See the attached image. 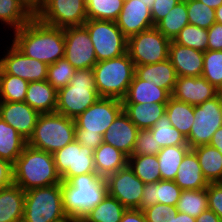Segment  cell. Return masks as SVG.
I'll return each instance as SVG.
<instances>
[{
    "label": "cell",
    "mask_w": 222,
    "mask_h": 222,
    "mask_svg": "<svg viewBox=\"0 0 222 222\" xmlns=\"http://www.w3.org/2000/svg\"><path fill=\"white\" fill-rule=\"evenodd\" d=\"M216 23L222 24V5L215 9Z\"/></svg>",
    "instance_id": "cell-58"
},
{
    "label": "cell",
    "mask_w": 222,
    "mask_h": 222,
    "mask_svg": "<svg viewBox=\"0 0 222 222\" xmlns=\"http://www.w3.org/2000/svg\"><path fill=\"white\" fill-rule=\"evenodd\" d=\"M189 24L186 1L178 2L155 27L167 38L173 40Z\"/></svg>",
    "instance_id": "cell-36"
},
{
    "label": "cell",
    "mask_w": 222,
    "mask_h": 222,
    "mask_svg": "<svg viewBox=\"0 0 222 222\" xmlns=\"http://www.w3.org/2000/svg\"><path fill=\"white\" fill-rule=\"evenodd\" d=\"M127 164L145 184L161 180L157 155H131Z\"/></svg>",
    "instance_id": "cell-37"
},
{
    "label": "cell",
    "mask_w": 222,
    "mask_h": 222,
    "mask_svg": "<svg viewBox=\"0 0 222 222\" xmlns=\"http://www.w3.org/2000/svg\"><path fill=\"white\" fill-rule=\"evenodd\" d=\"M166 115L173 127L187 137L194 123V106L170 97L166 103Z\"/></svg>",
    "instance_id": "cell-34"
},
{
    "label": "cell",
    "mask_w": 222,
    "mask_h": 222,
    "mask_svg": "<svg viewBox=\"0 0 222 222\" xmlns=\"http://www.w3.org/2000/svg\"><path fill=\"white\" fill-rule=\"evenodd\" d=\"M83 25L89 32L97 62L127 53V37L115 21L87 20Z\"/></svg>",
    "instance_id": "cell-9"
},
{
    "label": "cell",
    "mask_w": 222,
    "mask_h": 222,
    "mask_svg": "<svg viewBox=\"0 0 222 222\" xmlns=\"http://www.w3.org/2000/svg\"><path fill=\"white\" fill-rule=\"evenodd\" d=\"M209 145L218 149V151L222 154V126L213 134Z\"/></svg>",
    "instance_id": "cell-55"
},
{
    "label": "cell",
    "mask_w": 222,
    "mask_h": 222,
    "mask_svg": "<svg viewBox=\"0 0 222 222\" xmlns=\"http://www.w3.org/2000/svg\"><path fill=\"white\" fill-rule=\"evenodd\" d=\"M61 189L64 212L73 221H81L108 194L105 178L97 173L71 177Z\"/></svg>",
    "instance_id": "cell-2"
},
{
    "label": "cell",
    "mask_w": 222,
    "mask_h": 222,
    "mask_svg": "<svg viewBox=\"0 0 222 222\" xmlns=\"http://www.w3.org/2000/svg\"><path fill=\"white\" fill-rule=\"evenodd\" d=\"M161 150L150 130H139L132 155H157Z\"/></svg>",
    "instance_id": "cell-46"
},
{
    "label": "cell",
    "mask_w": 222,
    "mask_h": 222,
    "mask_svg": "<svg viewBox=\"0 0 222 222\" xmlns=\"http://www.w3.org/2000/svg\"><path fill=\"white\" fill-rule=\"evenodd\" d=\"M22 222H75L64 212L61 184L25 191Z\"/></svg>",
    "instance_id": "cell-8"
},
{
    "label": "cell",
    "mask_w": 222,
    "mask_h": 222,
    "mask_svg": "<svg viewBox=\"0 0 222 222\" xmlns=\"http://www.w3.org/2000/svg\"><path fill=\"white\" fill-rule=\"evenodd\" d=\"M189 24L209 29L215 22V9L198 0H185Z\"/></svg>",
    "instance_id": "cell-44"
},
{
    "label": "cell",
    "mask_w": 222,
    "mask_h": 222,
    "mask_svg": "<svg viewBox=\"0 0 222 222\" xmlns=\"http://www.w3.org/2000/svg\"><path fill=\"white\" fill-rule=\"evenodd\" d=\"M135 75L139 79L166 89L170 94L173 92L177 79L175 68L169 59L154 64L135 65Z\"/></svg>",
    "instance_id": "cell-23"
},
{
    "label": "cell",
    "mask_w": 222,
    "mask_h": 222,
    "mask_svg": "<svg viewBox=\"0 0 222 222\" xmlns=\"http://www.w3.org/2000/svg\"><path fill=\"white\" fill-rule=\"evenodd\" d=\"M92 70L98 95L122 100L135 74V65L128 53H125L97 62Z\"/></svg>",
    "instance_id": "cell-6"
},
{
    "label": "cell",
    "mask_w": 222,
    "mask_h": 222,
    "mask_svg": "<svg viewBox=\"0 0 222 222\" xmlns=\"http://www.w3.org/2000/svg\"><path fill=\"white\" fill-rule=\"evenodd\" d=\"M182 189L170 180H159L156 183L144 185L139 210H143L157 203L175 207Z\"/></svg>",
    "instance_id": "cell-22"
},
{
    "label": "cell",
    "mask_w": 222,
    "mask_h": 222,
    "mask_svg": "<svg viewBox=\"0 0 222 222\" xmlns=\"http://www.w3.org/2000/svg\"><path fill=\"white\" fill-rule=\"evenodd\" d=\"M194 118L186 137L191 149L209 144L213 134L222 126V92L211 100L195 105Z\"/></svg>",
    "instance_id": "cell-11"
},
{
    "label": "cell",
    "mask_w": 222,
    "mask_h": 222,
    "mask_svg": "<svg viewBox=\"0 0 222 222\" xmlns=\"http://www.w3.org/2000/svg\"><path fill=\"white\" fill-rule=\"evenodd\" d=\"M122 111V100L100 97L75 118V139L81 146L95 150L103 142V134Z\"/></svg>",
    "instance_id": "cell-4"
},
{
    "label": "cell",
    "mask_w": 222,
    "mask_h": 222,
    "mask_svg": "<svg viewBox=\"0 0 222 222\" xmlns=\"http://www.w3.org/2000/svg\"><path fill=\"white\" fill-rule=\"evenodd\" d=\"M190 149L189 145H177L161 148L157 154L161 180H175L179 165Z\"/></svg>",
    "instance_id": "cell-33"
},
{
    "label": "cell",
    "mask_w": 222,
    "mask_h": 222,
    "mask_svg": "<svg viewBox=\"0 0 222 222\" xmlns=\"http://www.w3.org/2000/svg\"><path fill=\"white\" fill-rule=\"evenodd\" d=\"M10 35V36H9ZM5 38L25 56L53 64L65 56L64 28L53 27L34 16Z\"/></svg>",
    "instance_id": "cell-1"
},
{
    "label": "cell",
    "mask_w": 222,
    "mask_h": 222,
    "mask_svg": "<svg viewBox=\"0 0 222 222\" xmlns=\"http://www.w3.org/2000/svg\"><path fill=\"white\" fill-rule=\"evenodd\" d=\"M35 16L53 27L81 26L87 21L86 0H45Z\"/></svg>",
    "instance_id": "cell-12"
},
{
    "label": "cell",
    "mask_w": 222,
    "mask_h": 222,
    "mask_svg": "<svg viewBox=\"0 0 222 222\" xmlns=\"http://www.w3.org/2000/svg\"><path fill=\"white\" fill-rule=\"evenodd\" d=\"M208 183L222 182V154L207 144L192 148Z\"/></svg>",
    "instance_id": "cell-31"
},
{
    "label": "cell",
    "mask_w": 222,
    "mask_h": 222,
    "mask_svg": "<svg viewBox=\"0 0 222 222\" xmlns=\"http://www.w3.org/2000/svg\"><path fill=\"white\" fill-rule=\"evenodd\" d=\"M25 191L14 183L0 189V222H22Z\"/></svg>",
    "instance_id": "cell-27"
},
{
    "label": "cell",
    "mask_w": 222,
    "mask_h": 222,
    "mask_svg": "<svg viewBox=\"0 0 222 222\" xmlns=\"http://www.w3.org/2000/svg\"><path fill=\"white\" fill-rule=\"evenodd\" d=\"M161 148L177 145H188L186 137L172 126L166 113L149 129Z\"/></svg>",
    "instance_id": "cell-39"
},
{
    "label": "cell",
    "mask_w": 222,
    "mask_h": 222,
    "mask_svg": "<svg viewBox=\"0 0 222 222\" xmlns=\"http://www.w3.org/2000/svg\"><path fill=\"white\" fill-rule=\"evenodd\" d=\"M173 206L157 203L143 209L147 222H170Z\"/></svg>",
    "instance_id": "cell-47"
},
{
    "label": "cell",
    "mask_w": 222,
    "mask_h": 222,
    "mask_svg": "<svg viewBox=\"0 0 222 222\" xmlns=\"http://www.w3.org/2000/svg\"><path fill=\"white\" fill-rule=\"evenodd\" d=\"M108 194L116 198L126 209H138L141 203L143 183L127 164L105 178Z\"/></svg>",
    "instance_id": "cell-16"
},
{
    "label": "cell",
    "mask_w": 222,
    "mask_h": 222,
    "mask_svg": "<svg viewBox=\"0 0 222 222\" xmlns=\"http://www.w3.org/2000/svg\"><path fill=\"white\" fill-rule=\"evenodd\" d=\"M40 113L25 102L0 101V118L27 141L32 136Z\"/></svg>",
    "instance_id": "cell-19"
},
{
    "label": "cell",
    "mask_w": 222,
    "mask_h": 222,
    "mask_svg": "<svg viewBox=\"0 0 222 222\" xmlns=\"http://www.w3.org/2000/svg\"><path fill=\"white\" fill-rule=\"evenodd\" d=\"M204 52L177 44L171 40L168 59L175 68L177 77H201Z\"/></svg>",
    "instance_id": "cell-21"
},
{
    "label": "cell",
    "mask_w": 222,
    "mask_h": 222,
    "mask_svg": "<svg viewBox=\"0 0 222 222\" xmlns=\"http://www.w3.org/2000/svg\"><path fill=\"white\" fill-rule=\"evenodd\" d=\"M139 129L122 111L103 134V142L117 148L127 157L132 155Z\"/></svg>",
    "instance_id": "cell-20"
},
{
    "label": "cell",
    "mask_w": 222,
    "mask_h": 222,
    "mask_svg": "<svg viewBox=\"0 0 222 222\" xmlns=\"http://www.w3.org/2000/svg\"><path fill=\"white\" fill-rule=\"evenodd\" d=\"M93 158L96 173L102 178L124 168L128 163V157L123 152L104 142L94 150Z\"/></svg>",
    "instance_id": "cell-28"
},
{
    "label": "cell",
    "mask_w": 222,
    "mask_h": 222,
    "mask_svg": "<svg viewBox=\"0 0 222 222\" xmlns=\"http://www.w3.org/2000/svg\"><path fill=\"white\" fill-rule=\"evenodd\" d=\"M208 31V50H222V24L214 23Z\"/></svg>",
    "instance_id": "cell-50"
},
{
    "label": "cell",
    "mask_w": 222,
    "mask_h": 222,
    "mask_svg": "<svg viewBox=\"0 0 222 222\" xmlns=\"http://www.w3.org/2000/svg\"><path fill=\"white\" fill-rule=\"evenodd\" d=\"M171 94L155 84L139 79L135 74L123 103H167Z\"/></svg>",
    "instance_id": "cell-25"
},
{
    "label": "cell",
    "mask_w": 222,
    "mask_h": 222,
    "mask_svg": "<svg viewBox=\"0 0 222 222\" xmlns=\"http://www.w3.org/2000/svg\"><path fill=\"white\" fill-rule=\"evenodd\" d=\"M65 59L76 69H92L97 63L95 49L84 25L64 28Z\"/></svg>",
    "instance_id": "cell-15"
},
{
    "label": "cell",
    "mask_w": 222,
    "mask_h": 222,
    "mask_svg": "<svg viewBox=\"0 0 222 222\" xmlns=\"http://www.w3.org/2000/svg\"><path fill=\"white\" fill-rule=\"evenodd\" d=\"M170 222H196V218L182 212H178L176 207H173L170 212Z\"/></svg>",
    "instance_id": "cell-53"
},
{
    "label": "cell",
    "mask_w": 222,
    "mask_h": 222,
    "mask_svg": "<svg viewBox=\"0 0 222 222\" xmlns=\"http://www.w3.org/2000/svg\"><path fill=\"white\" fill-rule=\"evenodd\" d=\"M34 16L21 0H0V25L4 27L1 31L7 34L23 27Z\"/></svg>",
    "instance_id": "cell-30"
},
{
    "label": "cell",
    "mask_w": 222,
    "mask_h": 222,
    "mask_svg": "<svg viewBox=\"0 0 222 222\" xmlns=\"http://www.w3.org/2000/svg\"><path fill=\"white\" fill-rule=\"evenodd\" d=\"M0 55V74H11L27 82L47 80L48 65L25 56L10 41Z\"/></svg>",
    "instance_id": "cell-14"
},
{
    "label": "cell",
    "mask_w": 222,
    "mask_h": 222,
    "mask_svg": "<svg viewBox=\"0 0 222 222\" xmlns=\"http://www.w3.org/2000/svg\"><path fill=\"white\" fill-rule=\"evenodd\" d=\"M120 222H147L143 210L126 209Z\"/></svg>",
    "instance_id": "cell-52"
},
{
    "label": "cell",
    "mask_w": 222,
    "mask_h": 222,
    "mask_svg": "<svg viewBox=\"0 0 222 222\" xmlns=\"http://www.w3.org/2000/svg\"><path fill=\"white\" fill-rule=\"evenodd\" d=\"M115 22L127 38L155 27L151 10L143 0H124L121 13Z\"/></svg>",
    "instance_id": "cell-17"
},
{
    "label": "cell",
    "mask_w": 222,
    "mask_h": 222,
    "mask_svg": "<svg viewBox=\"0 0 222 222\" xmlns=\"http://www.w3.org/2000/svg\"><path fill=\"white\" fill-rule=\"evenodd\" d=\"M174 182L182 190H198L207 188L205 179L195 152L190 149L179 165Z\"/></svg>",
    "instance_id": "cell-24"
},
{
    "label": "cell",
    "mask_w": 222,
    "mask_h": 222,
    "mask_svg": "<svg viewBox=\"0 0 222 222\" xmlns=\"http://www.w3.org/2000/svg\"><path fill=\"white\" fill-rule=\"evenodd\" d=\"M204 3L205 5L217 9L220 5H222V0H198Z\"/></svg>",
    "instance_id": "cell-57"
},
{
    "label": "cell",
    "mask_w": 222,
    "mask_h": 222,
    "mask_svg": "<svg viewBox=\"0 0 222 222\" xmlns=\"http://www.w3.org/2000/svg\"><path fill=\"white\" fill-rule=\"evenodd\" d=\"M29 82L11 74H0V101L24 102Z\"/></svg>",
    "instance_id": "cell-41"
},
{
    "label": "cell",
    "mask_w": 222,
    "mask_h": 222,
    "mask_svg": "<svg viewBox=\"0 0 222 222\" xmlns=\"http://www.w3.org/2000/svg\"><path fill=\"white\" fill-rule=\"evenodd\" d=\"M13 184V164L0 159V189Z\"/></svg>",
    "instance_id": "cell-51"
},
{
    "label": "cell",
    "mask_w": 222,
    "mask_h": 222,
    "mask_svg": "<svg viewBox=\"0 0 222 222\" xmlns=\"http://www.w3.org/2000/svg\"><path fill=\"white\" fill-rule=\"evenodd\" d=\"M143 1L146 3V5L148 6V8L151 10L152 7H153V3H154L155 0H143Z\"/></svg>",
    "instance_id": "cell-59"
},
{
    "label": "cell",
    "mask_w": 222,
    "mask_h": 222,
    "mask_svg": "<svg viewBox=\"0 0 222 222\" xmlns=\"http://www.w3.org/2000/svg\"><path fill=\"white\" fill-rule=\"evenodd\" d=\"M58 91L47 81L29 82L25 103L41 113L56 112Z\"/></svg>",
    "instance_id": "cell-26"
},
{
    "label": "cell",
    "mask_w": 222,
    "mask_h": 222,
    "mask_svg": "<svg viewBox=\"0 0 222 222\" xmlns=\"http://www.w3.org/2000/svg\"><path fill=\"white\" fill-rule=\"evenodd\" d=\"M75 68L64 58L48 65L47 81L58 91L66 87L75 73Z\"/></svg>",
    "instance_id": "cell-45"
},
{
    "label": "cell",
    "mask_w": 222,
    "mask_h": 222,
    "mask_svg": "<svg viewBox=\"0 0 222 222\" xmlns=\"http://www.w3.org/2000/svg\"><path fill=\"white\" fill-rule=\"evenodd\" d=\"M171 40L156 27L127 38V53L134 65H148L168 59Z\"/></svg>",
    "instance_id": "cell-10"
},
{
    "label": "cell",
    "mask_w": 222,
    "mask_h": 222,
    "mask_svg": "<svg viewBox=\"0 0 222 222\" xmlns=\"http://www.w3.org/2000/svg\"><path fill=\"white\" fill-rule=\"evenodd\" d=\"M181 0H155L151 9L154 26Z\"/></svg>",
    "instance_id": "cell-49"
},
{
    "label": "cell",
    "mask_w": 222,
    "mask_h": 222,
    "mask_svg": "<svg viewBox=\"0 0 222 222\" xmlns=\"http://www.w3.org/2000/svg\"><path fill=\"white\" fill-rule=\"evenodd\" d=\"M75 119L63 114L41 113L32 136L27 141L31 147L54 154L75 140Z\"/></svg>",
    "instance_id": "cell-5"
},
{
    "label": "cell",
    "mask_w": 222,
    "mask_h": 222,
    "mask_svg": "<svg viewBox=\"0 0 222 222\" xmlns=\"http://www.w3.org/2000/svg\"><path fill=\"white\" fill-rule=\"evenodd\" d=\"M201 76L222 92V50L204 52Z\"/></svg>",
    "instance_id": "cell-43"
},
{
    "label": "cell",
    "mask_w": 222,
    "mask_h": 222,
    "mask_svg": "<svg viewBox=\"0 0 222 222\" xmlns=\"http://www.w3.org/2000/svg\"><path fill=\"white\" fill-rule=\"evenodd\" d=\"M208 209L214 211L222 220V182L207 186Z\"/></svg>",
    "instance_id": "cell-48"
},
{
    "label": "cell",
    "mask_w": 222,
    "mask_h": 222,
    "mask_svg": "<svg viewBox=\"0 0 222 222\" xmlns=\"http://www.w3.org/2000/svg\"><path fill=\"white\" fill-rule=\"evenodd\" d=\"M126 208L109 194L93 209H91L80 222H120Z\"/></svg>",
    "instance_id": "cell-35"
},
{
    "label": "cell",
    "mask_w": 222,
    "mask_h": 222,
    "mask_svg": "<svg viewBox=\"0 0 222 222\" xmlns=\"http://www.w3.org/2000/svg\"><path fill=\"white\" fill-rule=\"evenodd\" d=\"M26 7L35 15L44 5L45 0H21Z\"/></svg>",
    "instance_id": "cell-56"
},
{
    "label": "cell",
    "mask_w": 222,
    "mask_h": 222,
    "mask_svg": "<svg viewBox=\"0 0 222 222\" xmlns=\"http://www.w3.org/2000/svg\"><path fill=\"white\" fill-rule=\"evenodd\" d=\"M26 145L27 140L0 118V159L14 164Z\"/></svg>",
    "instance_id": "cell-32"
},
{
    "label": "cell",
    "mask_w": 222,
    "mask_h": 222,
    "mask_svg": "<svg viewBox=\"0 0 222 222\" xmlns=\"http://www.w3.org/2000/svg\"><path fill=\"white\" fill-rule=\"evenodd\" d=\"M175 207L178 212L197 218L202 212L208 209L207 188L182 190Z\"/></svg>",
    "instance_id": "cell-38"
},
{
    "label": "cell",
    "mask_w": 222,
    "mask_h": 222,
    "mask_svg": "<svg viewBox=\"0 0 222 222\" xmlns=\"http://www.w3.org/2000/svg\"><path fill=\"white\" fill-rule=\"evenodd\" d=\"M124 0H86L87 20L116 21Z\"/></svg>",
    "instance_id": "cell-40"
},
{
    "label": "cell",
    "mask_w": 222,
    "mask_h": 222,
    "mask_svg": "<svg viewBox=\"0 0 222 222\" xmlns=\"http://www.w3.org/2000/svg\"><path fill=\"white\" fill-rule=\"evenodd\" d=\"M123 111L139 130H149L166 113V103H123Z\"/></svg>",
    "instance_id": "cell-29"
},
{
    "label": "cell",
    "mask_w": 222,
    "mask_h": 222,
    "mask_svg": "<svg viewBox=\"0 0 222 222\" xmlns=\"http://www.w3.org/2000/svg\"><path fill=\"white\" fill-rule=\"evenodd\" d=\"M61 182L53 154L28 144L13 164V183L24 191Z\"/></svg>",
    "instance_id": "cell-3"
},
{
    "label": "cell",
    "mask_w": 222,
    "mask_h": 222,
    "mask_svg": "<svg viewBox=\"0 0 222 222\" xmlns=\"http://www.w3.org/2000/svg\"><path fill=\"white\" fill-rule=\"evenodd\" d=\"M221 93L215 86L201 77H177L171 97L190 105H199Z\"/></svg>",
    "instance_id": "cell-18"
},
{
    "label": "cell",
    "mask_w": 222,
    "mask_h": 222,
    "mask_svg": "<svg viewBox=\"0 0 222 222\" xmlns=\"http://www.w3.org/2000/svg\"><path fill=\"white\" fill-rule=\"evenodd\" d=\"M99 98L93 70H75L70 83L58 90L56 112L75 119Z\"/></svg>",
    "instance_id": "cell-7"
},
{
    "label": "cell",
    "mask_w": 222,
    "mask_h": 222,
    "mask_svg": "<svg viewBox=\"0 0 222 222\" xmlns=\"http://www.w3.org/2000/svg\"><path fill=\"white\" fill-rule=\"evenodd\" d=\"M196 222H222V220L214 211L207 209L196 218Z\"/></svg>",
    "instance_id": "cell-54"
},
{
    "label": "cell",
    "mask_w": 222,
    "mask_h": 222,
    "mask_svg": "<svg viewBox=\"0 0 222 222\" xmlns=\"http://www.w3.org/2000/svg\"><path fill=\"white\" fill-rule=\"evenodd\" d=\"M94 150L81 146L75 139L53 154L57 173L61 181H68L78 175L96 173Z\"/></svg>",
    "instance_id": "cell-13"
},
{
    "label": "cell",
    "mask_w": 222,
    "mask_h": 222,
    "mask_svg": "<svg viewBox=\"0 0 222 222\" xmlns=\"http://www.w3.org/2000/svg\"><path fill=\"white\" fill-rule=\"evenodd\" d=\"M173 42L205 52L208 50V31L195 25H186L172 40Z\"/></svg>",
    "instance_id": "cell-42"
}]
</instances>
